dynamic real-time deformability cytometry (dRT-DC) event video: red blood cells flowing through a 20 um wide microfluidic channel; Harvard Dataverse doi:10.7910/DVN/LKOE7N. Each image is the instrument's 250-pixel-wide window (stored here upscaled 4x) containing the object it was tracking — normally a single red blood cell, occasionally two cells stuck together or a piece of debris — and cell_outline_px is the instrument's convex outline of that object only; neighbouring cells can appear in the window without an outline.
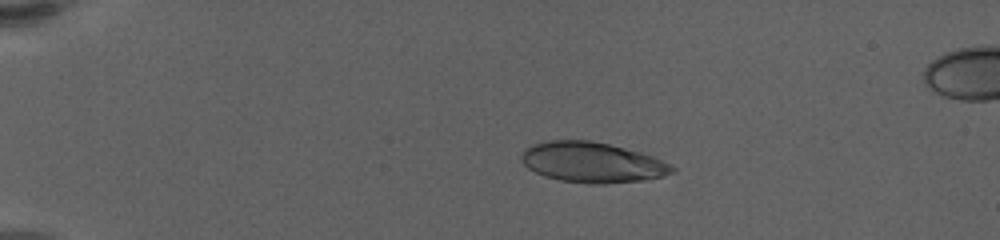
{"species": "human", "species_latin": "Homo sapiens", "temperature_condition": "warm", "stored_images_in_passage": 49, "camera_frame_rate_fps": 3000, "um_per_image_px": 0.085, "donor": {"sex": "female"}, "frame": {"image": 1, "passage_image": 2, "time_ms": 0.333, "image_size_px": [1000, 240], "cell_outline_px": [[676, 172], [664, 176], [644, 180], [604, 184], [588, 184], [560, 180], [544, 176], [528, 168], [520, 160], [520, 156], [524, 148], [532, 144], [548, 140], [592, 140], [640, 152], [652, 156], [676, 168]], "centroid_in_image_um": [50.31, 13.8], "position_along_channel_um": 34.7, "area_um2": 35.6}}
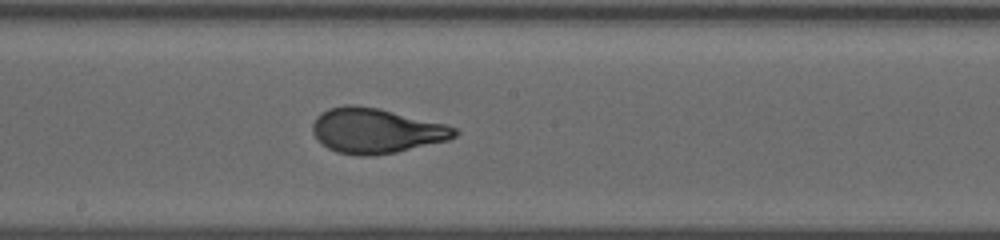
{"frame": {"image": 2, "passage_image": 24, "time_ms": 7.667, "image_size_px": [1000, 240], "cell_outline_px": [[460, 132], [456, 136], [448, 140], [396, 152], [368, 156], [356, 156], [336, 152], [328, 148], [312, 132], [312, 124], [316, 116], [320, 112], [328, 108], [344, 104], [352, 104], [380, 108], [448, 124], [456, 128]], "centroid_in_image_um": [31.98, 11.09], "position_along_channel_um": 216.2, "area_um2": 37.63}}
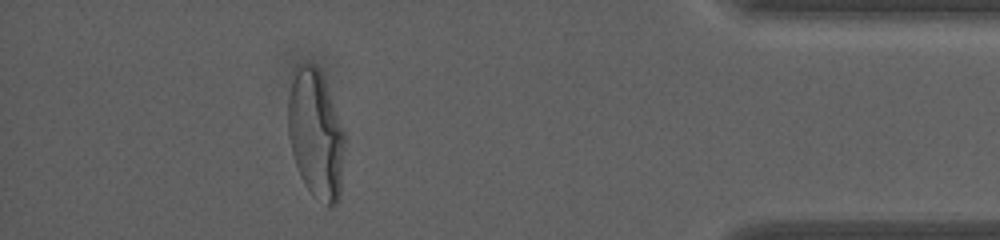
{"frame": {"image": 3, "passage_image": 44, "time_ms": 14.333, "image_size_px": [1000, 240], "cell_outline_px": [[344, 148], [340, 196], [336, 204], [332, 208], [328, 208], [312, 196], [304, 184], [300, 176], [292, 152], [288, 136], [288, 96], [292, 72], [300, 64], [312, 64], [320, 72], [344, 132]], "centroid_in_image_um": [26.82, 11.48], "position_along_channel_um": 408.4, "area_um2": 42.37}, "authors_computed_cell_mechanics": {"area_um2": 36.5874, "velocity_mm_per_s": 3.4628, "shape_relaxation_time_tau1_ms": 5.1593, "shape_relaxation_time_tau2_ms": null, "deformation_change_tau1": 0.2373, "deformation_change_tau2": null}}